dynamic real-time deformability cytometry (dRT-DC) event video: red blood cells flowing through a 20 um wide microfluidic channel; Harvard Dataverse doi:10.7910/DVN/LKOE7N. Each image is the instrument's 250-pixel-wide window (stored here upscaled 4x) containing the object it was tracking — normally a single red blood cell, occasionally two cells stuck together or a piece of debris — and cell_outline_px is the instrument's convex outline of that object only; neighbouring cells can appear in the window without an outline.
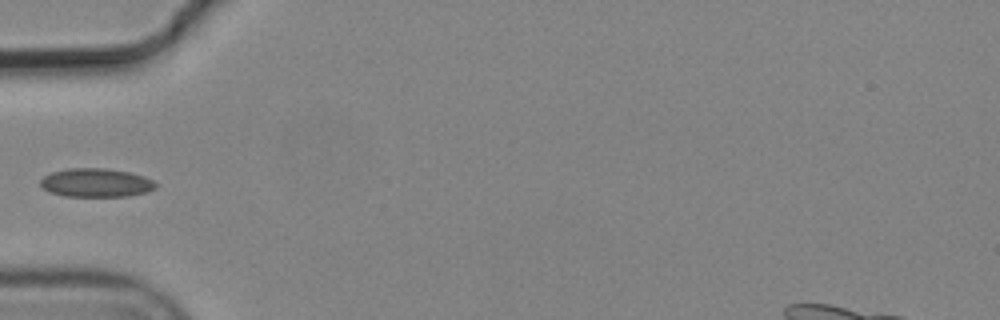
{"species": "common noctule bat (a hibernating species)", "species_latin": "Nyctalus noctula", "temperature_condition": "cold", "stored_images_in_passage": 4, "camera_frame_rate_fps": 3000, "um_per_image_px": 0.085, "animal": {"sex": "male", "body_mass_g": 19.2, "forearm_length_mm": 51.8}, "frame": {"image": 1, "passage_image": 3, "time_ms": 0.667, "image_size_px": [1000, 320], "cell_outline_px": [[156, 188], [148, 192], [128, 196], [64, 196], [48, 192], [40, 184], [40, 180], [44, 176], [52, 172], [68, 168], [104, 168], [128, 172], [144, 176], [152, 180], [156, 184]], "centroid_in_image_um": [8.16, 15.53], "position_along_channel_um": 76.8, "area_um2": 19.25}}
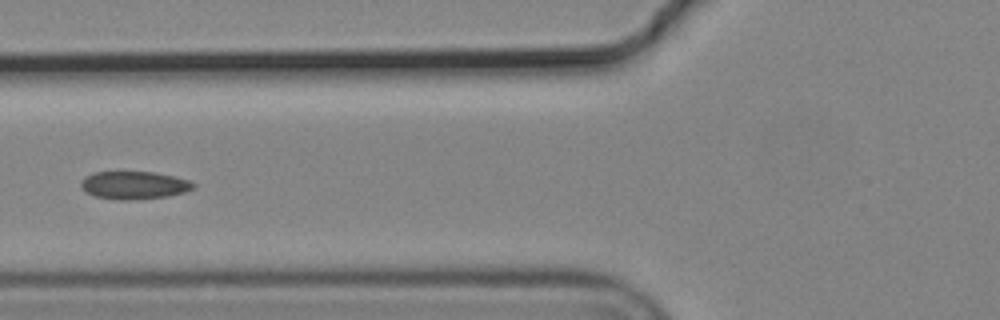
{"frame": {"image": 2, "passage_image": 4, "time_ms": 1.0, "image_size_px": [1000, 320], "cell_outline_px": [[196, 188], [184, 192], [168, 196], [136, 200], [116, 200], [96, 196], [84, 192], [80, 188], [80, 184], [84, 176], [92, 172], [156, 172], [188, 180], [196, 184]], "centroid_in_image_um": [11.37, 15.75], "position_along_channel_um": 114.4, "area_um2": 18.5}}